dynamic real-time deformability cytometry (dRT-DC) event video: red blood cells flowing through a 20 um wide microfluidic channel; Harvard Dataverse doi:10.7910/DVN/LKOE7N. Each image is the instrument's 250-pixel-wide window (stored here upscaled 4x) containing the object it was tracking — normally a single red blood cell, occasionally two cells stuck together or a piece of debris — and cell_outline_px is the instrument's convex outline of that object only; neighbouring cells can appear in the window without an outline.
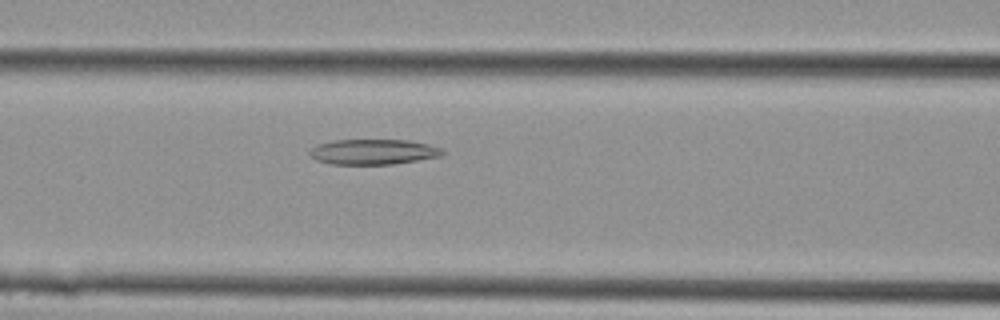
{"species": "Egyptian fruit bat (a non-hibernating species)", "species_latin": "Rousettus aegyptiacus", "temperature_condition": "cold", "stored_images_in_passage": 6, "camera_frame_rate_fps": 3000, "um_per_image_px": 0.085, "animal": {"sex": "female"}, "frame": {"image": 1, "passage_image": 4, "time_ms": 1.0, "image_size_px": [1000, 320], "cell_outline_px": [[444, 152], [440, 156], [392, 164], [332, 164], [316, 160], [308, 156], [308, 152], [312, 148], [320, 144], [336, 140], [408, 140], [428, 144], [440, 148]], "centroid_in_image_um": [31.69, 12.91], "position_along_channel_um": 134.9, "area_um2": 19.36}}
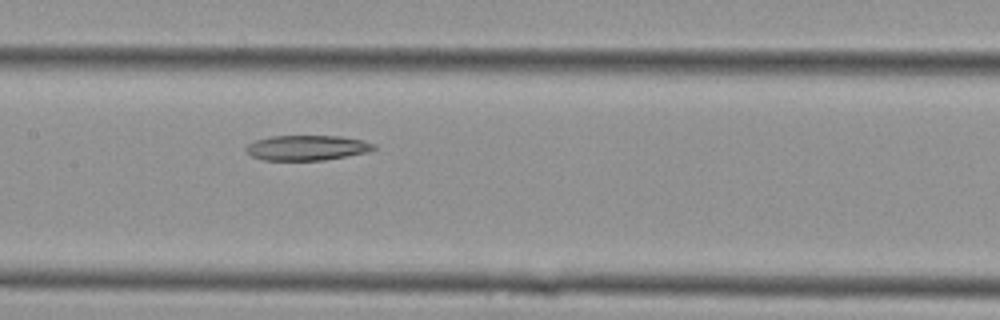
{"frame": {"image": 2, "passage_image": 6, "time_ms": 1.667, "image_size_px": [1000, 320], "cell_outline_px": [[376, 148], [368, 152], [324, 160], [260, 160], [252, 156], [244, 148], [248, 144], [256, 140], [272, 136], [340, 136], [364, 140], [376, 144]], "centroid_in_image_um": [26.11, 12.56], "position_along_channel_um": 181.3, "area_um2": 18.73}}